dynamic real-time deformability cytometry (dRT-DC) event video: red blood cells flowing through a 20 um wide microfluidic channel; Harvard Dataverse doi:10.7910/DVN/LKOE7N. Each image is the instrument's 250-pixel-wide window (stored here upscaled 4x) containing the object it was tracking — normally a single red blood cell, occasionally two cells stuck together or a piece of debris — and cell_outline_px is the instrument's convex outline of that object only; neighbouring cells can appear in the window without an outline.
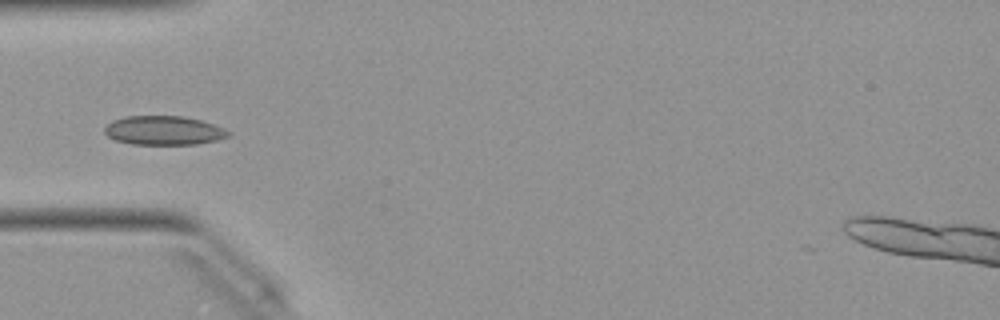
{"species": "Egyptian fruit bat (a non-hibernating species)", "species_latin": "Rousettus aegyptiacus", "temperature_condition": "warm", "stored_images_in_passage": 36, "camera_frame_rate_fps": 3000, "um_per_image_px": 0.085, "animal": {"sex": "female"}, "frame": {"image": 1, "passage_image": 1, "time_ms": 0.0, "image_size_px": [1000, 320], "cell_outline_px": [[232, 136], [216, 140], [196, 144], [132, 144], [116, 140], [108, 136], [104, 132], [104, 128], [112, 120], [128, 116], [180, 116], [200, 120], [224, 128], [232, 132]], "centroid_in_image_um": [13.94, 11.09], "position_along_channel_um": 71.1, "area_um2": 20.87}}
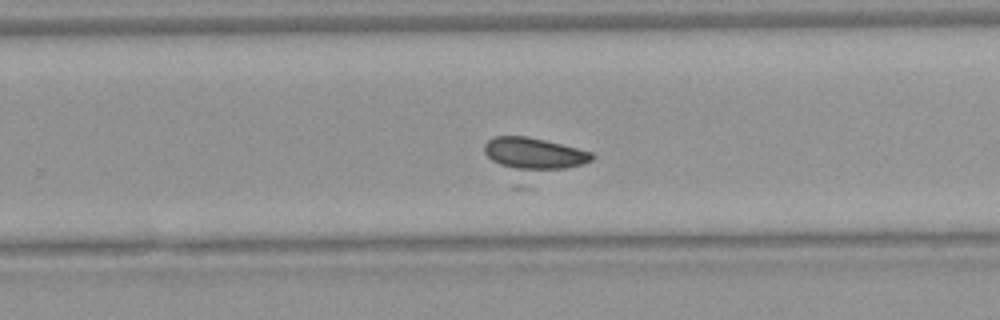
{"frame": {"image": 2, "passage_image": 17, "time_ms": 5.333, "image_size_px": [1000, 320], "cell_outline_px": [[596, 156], [592, 160], [584, 164], [564, 168], [536, 172], [524, 172], [500, 164], [492, 160], [484, 152], [484, 144], [492, 136], [528, 136], [592, 152]], "centroid_in_image_um": [45.4, 13.07], "position_along_channel_um": 284.4, "area_um2": 20.23}}
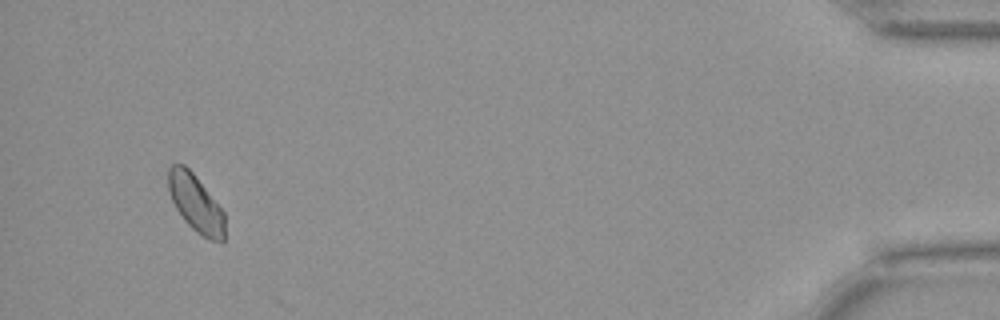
{"frame": {"image": 3, "passage_image": 33, "time_ms": 10.667, "image_size_px": [1000, 320], "cell_outline_px": [[224, 240], [208, 240], [196, 232], [184, 220], [176, 208], [172, 200], [168, 188], [168, 168], [172, 164], [184, 164], [192, 172], [224, 212]], "centroid_in_image_um": [16.61, 17.28], "position_along_channel_um": 418.6, "area_um2": 18.55}}